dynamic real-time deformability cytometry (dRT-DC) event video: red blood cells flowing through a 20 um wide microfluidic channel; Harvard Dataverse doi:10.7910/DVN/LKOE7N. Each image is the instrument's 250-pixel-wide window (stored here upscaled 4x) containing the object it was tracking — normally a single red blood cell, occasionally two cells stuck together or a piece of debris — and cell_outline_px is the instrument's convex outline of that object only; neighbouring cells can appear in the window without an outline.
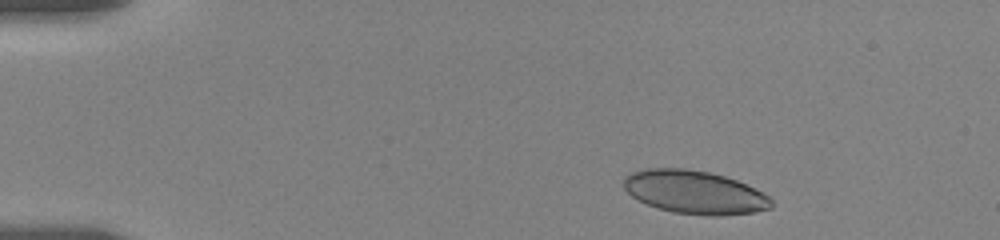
{"species": "human", "species_latin": "Homo sapiens", "temperature_condition": "room temperature", "stored_images_in_passage": 27, "camera_frame_rate_fps": 3000, "um_per_image_px": 0.085, "donor": {"sex": "female"}, "frame": {"image": 1, "passage_image": 5, "time_ms": 1.0, "image_size_px": [1000, 240], "cell_outline_px": [[772, 208], [756, 212], [720, 216], [708, 216], [676, 212], [660, 208], [648, 204], [632, 196], [624, 188], [624, 176], [632, 172], [644, 168], [684, 168], [708, 172], [724, 176], [736, 180], [772, 196]], "centroid_in_image_um": [59.08, 16.33], "position_along_channel_um": 25.9, "area_um2": 37.22}}
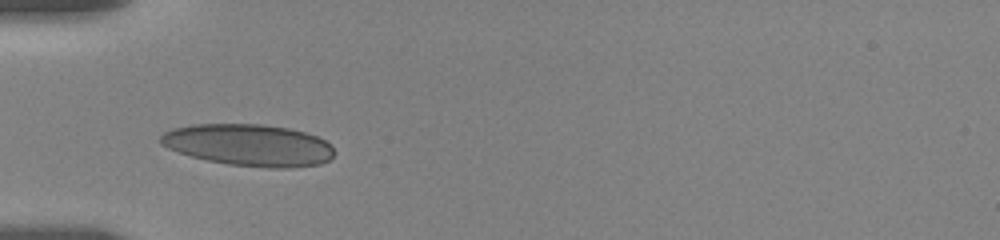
{"frame": {"image": 2, "passage_image": 19, "time_ms": 4.333, "image_size_px": [1000, 240], "cell_outline_px": [[332, 156], [328, 160], [320, 164], [288, 168], [268, 168], [228, 164], [208, 160], [192, 156], [168, 148], [160, 144], [160, 136], [164, 132], [172, 128], [192, 124], [264, 124], [288, 128], [304, 132], [316, 136], [332, 144]], "centroid_in_image_um": [21.14, 12.32], "position_along_channel_um": 63.9, "area_um2": 42.25}}
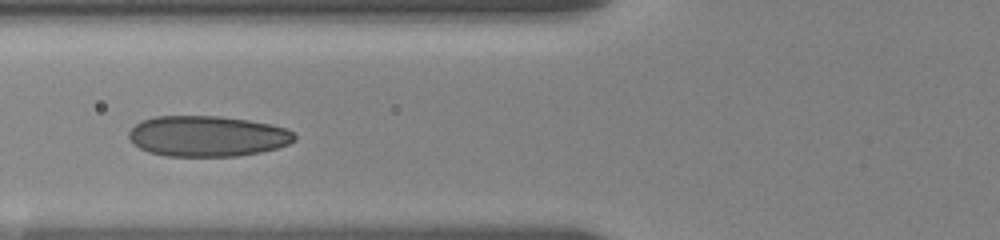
{"frame": {"image": 3, "passage_image": 25, "time_ms": 5.667, "image_size_px": [1000, 240], "cell_outline_px": [[296, 140], [288, 144], [276, 148], [260, 152], [236, 156], [164, 156], [148, 152], [132, 144], [128, 140], [128, 132], [136, 124], [144, 120], [156, 116], [220, 116], [248, 120], [272, 124], [288, 128], [296, 136]], "centroid_in_image_um": [17.62, 11.57], "position_along_channel_um": 108.2, "area_um2": 39.54}}